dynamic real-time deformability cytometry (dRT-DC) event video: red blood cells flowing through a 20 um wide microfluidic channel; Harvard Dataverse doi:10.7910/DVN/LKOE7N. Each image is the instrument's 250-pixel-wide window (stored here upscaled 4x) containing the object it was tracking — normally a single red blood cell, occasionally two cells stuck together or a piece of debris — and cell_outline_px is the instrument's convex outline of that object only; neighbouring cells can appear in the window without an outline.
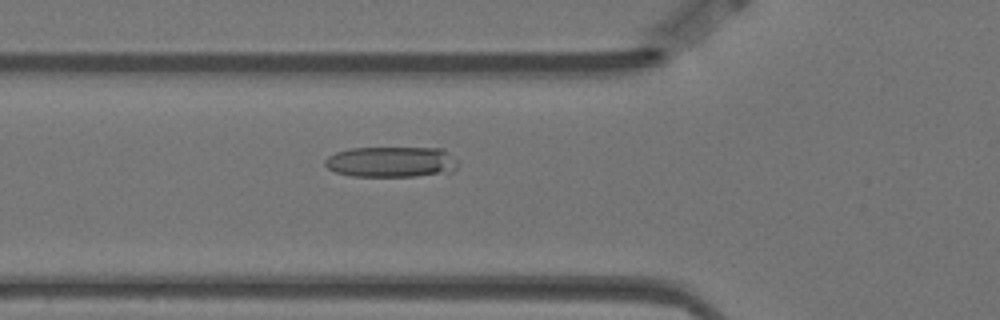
{"species": "Egyptian fruit bat (a non-hibernating species)", "species_latin": "Rousettus aegyptiacus", "temperature_condition": "warm", "stored_images_in_passage": 59, "camera_frame_rate_fps": 3000, "um_per_image_px": 0.085, "animal": {"sex": "female"}, "frame": {"image": 1, "passage_image": 21, "time_ms": 6.667, "image_size_px": [1000, 320], "cell_outline_px": [[456, 168], [452, 172], [416, 176], [352, 176], [336, 172], [328, 168], [324, 164], [324, 160], [328, 156], [336, 152], [348, 148], [444, 148], [456, 160]], "centroid_in_image_um": [33.25, 13.76], "position_along_channel_um": 92.5, "area_um2": 23.81}}
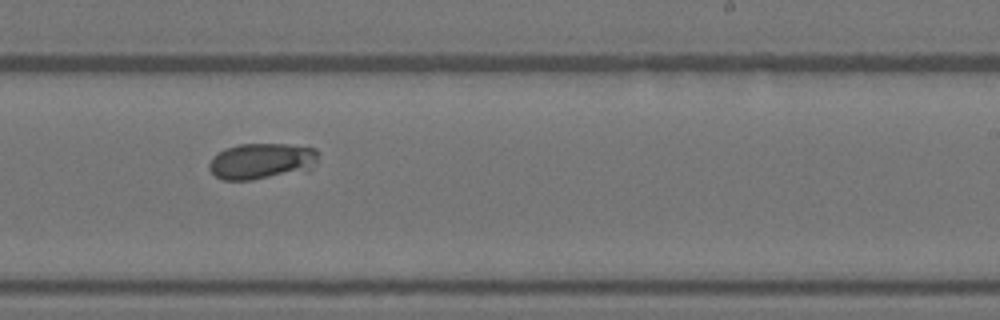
{"frame": {"image": 2, "passage_image": 36, "time_ms": 11.667, "image_size_px": [1000, 320], "cell_outline_px": [[316, 160], [308, 172], [252, 180], [224, 180], [216, 176], [208, 168], [208, 164], [212, 156], [224, 148], [240, 144], [288, 144], [316, 148]], "centroid_in_image_um": [22.23, 13.71], "position_along_channel_um": 266.8, "area_um2": 23.29}}
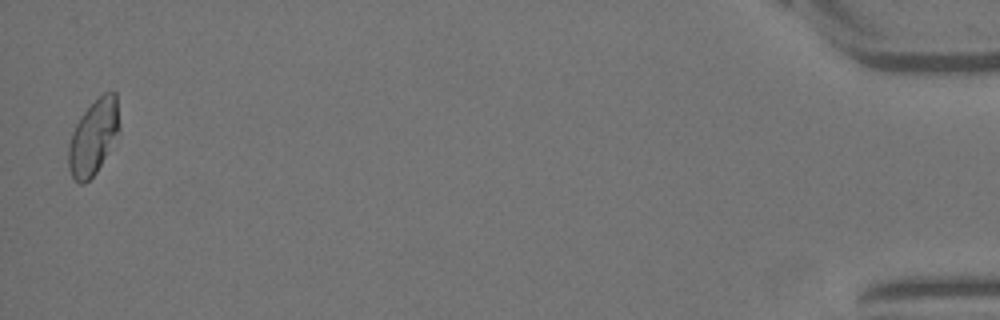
{"frame": {"image": 3, "passage_image": 58, "time_ms": 19.0, "image_size_px": [1000, 320], "cell_outline_px": [[120, 128], [96, 172], [84, 184], [80, 184], [72, 176], [68, 168], [68, 148], [72, 132], [80, 116], [104, 92], [116, 92]], "centroid_in_image_um": [7.92, 11.65], "position_along_channel_um": 427.3, "area_um2": 21.73}, "authors_computed_cell_mechanics": {"area_um2": 23.12, "velocity_mm_per_s": 3.493, "shape_relaxation_time_tau1_ms": 3.2764, "shape_relaxation_time_tau2_ms": null, "deformation_change_tau1": 0.1207, "deformation_change_tau2": null}}